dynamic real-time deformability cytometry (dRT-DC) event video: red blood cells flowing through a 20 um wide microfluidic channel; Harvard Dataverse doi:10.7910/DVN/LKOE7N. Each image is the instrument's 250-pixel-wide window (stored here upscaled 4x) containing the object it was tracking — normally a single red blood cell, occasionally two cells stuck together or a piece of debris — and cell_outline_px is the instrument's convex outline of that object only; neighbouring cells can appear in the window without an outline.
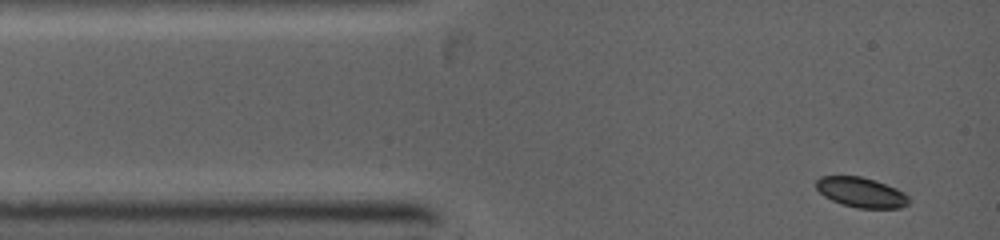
{"species": "common noctule bat (a hibernating species)", "species_latin": "Nyctalus noctula", "temperature_condition": "warm", "stored_images_in_passage": 28, "camera_frame_rate_fps": 5000, "um_per_image_px": 0.085, "animal": {"sex": "female", "body_mass_g": 19.0, "forearm_length_mm": 53.3}, "frame": {"image": 1, "passage_image": 1, "time_ms": 0.0, "image_size_px": [1000, 240], "cell_outline_px": [[908, 204], [900, 208], [856, 208], [832, 200], [824, 196], [816, 188], [816, 180], [820, 176], [860, 176], [896, 188], [904, 192], [908, 196]], "centroid_in_image_um": [73.18, 16.35], "position_along_channel_um": 11.8, "area_um2": 16.01}}
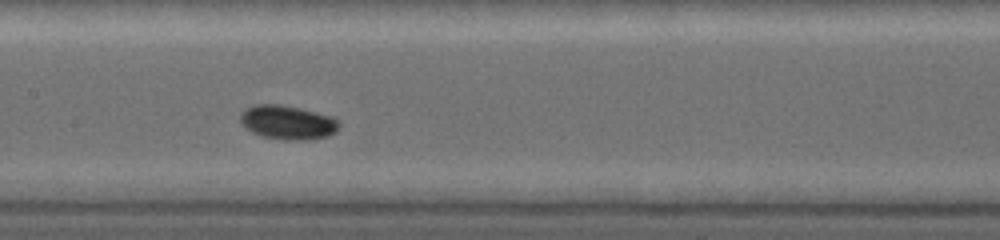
{"frame": {"image": 2, "passage_image": 13, "time_ms": 4.8, "image_size_px": [1000, 240], "cell_outline_px": [[340, 128], [336, 132], [328, 136], [312, 140], [284, 140], [260, 136], [244, 128], [240, 120], [240, 112], [256, 104], [280, 104], [332, 116], [340, 124]], "centroid_in_image_um": [24.44, 10.42], "position_along_channel_um": 183.0, "area_um2": 19.77}}
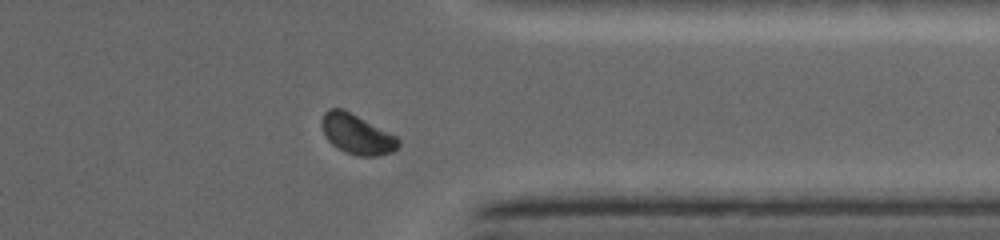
{"frame": {"image": 3, "passage_image": 24, "time_ms": 9.2, "image_size_px": [1000, 240], "cell_outline_px": [[400, 144], [392, 152], [380, 156], [356, 156], [336, 148], [328, 140], [320, 124], [320, 120], [324, 112], [328, 108], [344, 108], [396, 136], [400, 140]], "centroid_in_image_um": [30.31, 11.39], "position_along_channel_um": 381.1, "area_um2": 18.03}}